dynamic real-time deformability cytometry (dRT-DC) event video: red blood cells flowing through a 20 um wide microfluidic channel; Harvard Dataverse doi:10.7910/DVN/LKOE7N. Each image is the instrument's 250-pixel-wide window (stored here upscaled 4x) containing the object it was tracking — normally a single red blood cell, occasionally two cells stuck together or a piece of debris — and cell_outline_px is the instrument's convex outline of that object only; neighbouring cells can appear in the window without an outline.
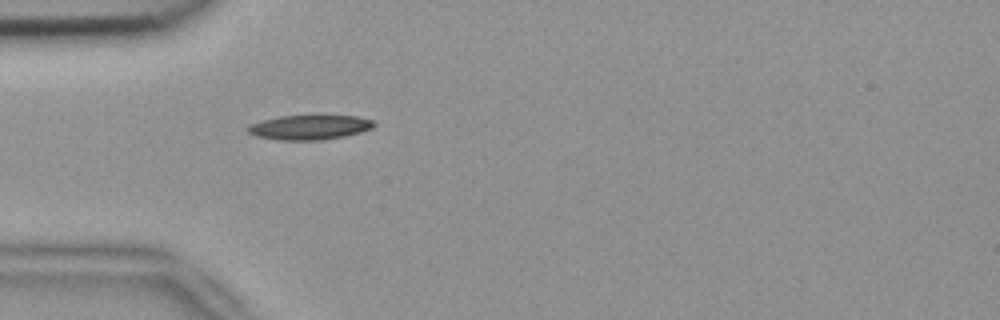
{"species": "common noctule bat (a hibernating species)", "species_latin": "Nyctalus noctula", "temperature_condition": "room temperature", "stored_images_in_passage": 4, "camera_frame_rate_fps": 3000, "um_per_image_px": 0.085, "animal": {"sex": "female", "body_mass_g": 18.4}, "frame": {"image": 1, "passage_image": 4, "time_ms": 1.0, "image_size_px": [1000, 320], "cell_outline_px": [[376, 124], [372, 128], [360, 132], [344, 136], [320, 140], [280, 140], [256, 136], [248, 132], [244, 128], [252, 124], [264, 120], [280, 116], [356, 116], [372, 120]], "centroid_in_image_um": [26.3, 10.82], "position_along_channel_um": 58.7, "area_um2": 17.86}}